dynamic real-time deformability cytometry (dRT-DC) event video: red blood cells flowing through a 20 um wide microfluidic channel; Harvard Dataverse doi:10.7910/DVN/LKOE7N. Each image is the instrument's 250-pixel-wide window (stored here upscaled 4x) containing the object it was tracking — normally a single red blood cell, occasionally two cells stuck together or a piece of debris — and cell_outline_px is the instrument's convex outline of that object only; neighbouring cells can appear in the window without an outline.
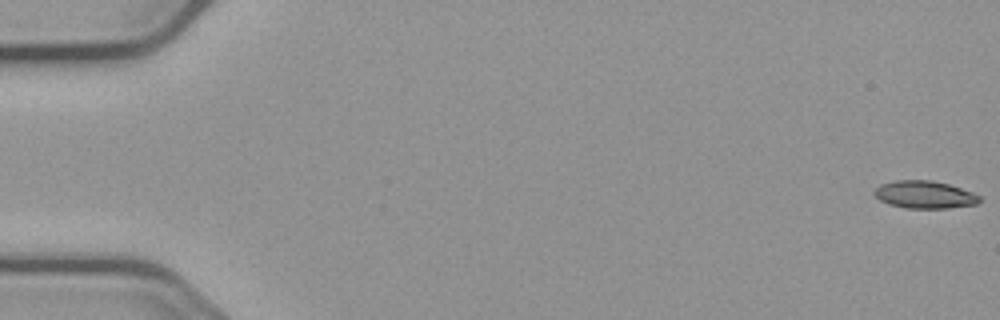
{"species": "common noctule bat (a hibernating species)", "species_latin": "Nyctalus noctula", "temperature_condition": "cold", "stored_images_in_passage": 11, "camera_frame_rate_fps": 3000, "um_per_image_px": 0.085, "animal": {"sex": "male", "body_mass_g": 23.1, "forearm_length_mm": 52.7}, "frame": {"image": 1, "passage_image": 1, "time_ms": 0.0, "image_size_px": [1000, 320], "cell_outline_px": [[980, 200], [976, 204], [948, 208], [904, 208], [888, 204], [880, 200], [872, 192], [880, 184], [896, 180], [932, 180], [948, 184], [972, 192], [980, 196]], "centroid_in_image_um": [78.56, 16.54], "position_along_channel_um": 6.4, "area_um2": 16.88}}